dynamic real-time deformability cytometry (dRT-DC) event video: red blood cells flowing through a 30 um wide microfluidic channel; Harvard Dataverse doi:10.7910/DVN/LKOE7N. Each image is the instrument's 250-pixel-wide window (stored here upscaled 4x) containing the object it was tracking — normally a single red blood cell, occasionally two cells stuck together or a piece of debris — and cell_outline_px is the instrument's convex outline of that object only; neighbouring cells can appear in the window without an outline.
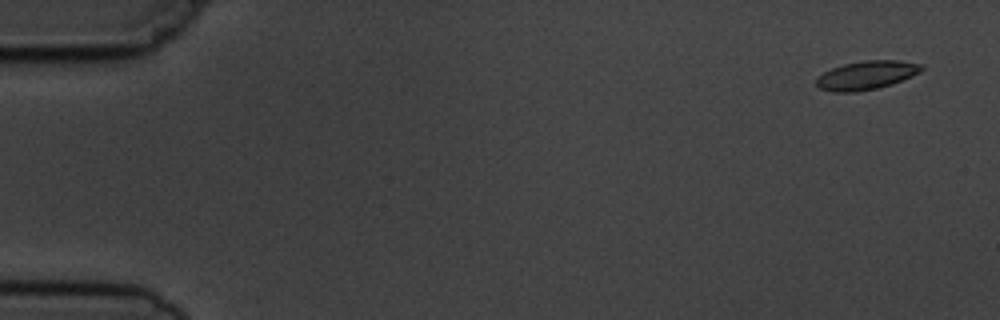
{"species": "common noctule bat (a hibernating species)", "species_latin": "Nyctalus noctula", "temperature_condition": "cold", "stored_images_in_passage": 5, "camera_frame_rate_fps": 3000, "um_per_image_px": 0.085, "animal": {"sex": "male", "body_mass_g": 19.5, "forearm_length_mm": 54.6}, "frame": {"image": 1, "passage_image": 1, "time_ms": 0.0, "image_size_px": [1000, 320], "cell_outline_px": [[924, 68], [920, 72], [912, 76], [892, 84], [876, 88], [856, 92], [832, 92], [820, 88], [816, 84], [816, 80], [824, 72], [832, 68], [844, 64], [864, 60], [896, 60], [924, 64]], "centroid_in_image_um": [73.68, 6.39], "position_along_channel_um": 11.3, "area_um2": 17.51}}
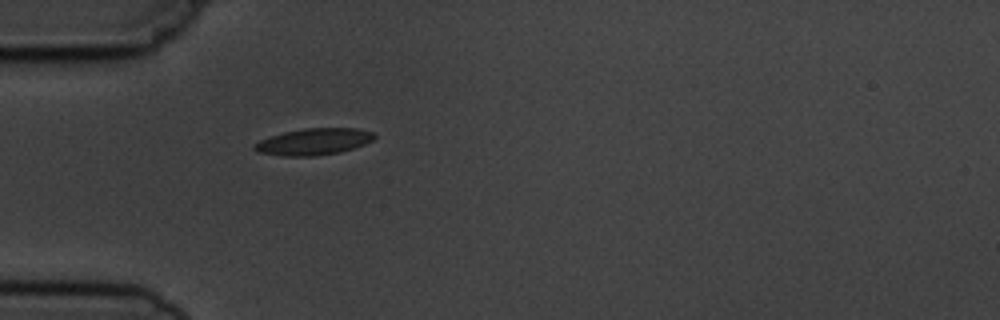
{"frame": {"image": 2, "passage_image": 5, "time_ms": 4.667, "image_size_px": [1000, 320], "cell_outline_px": [[376, 136], [372, 140], [364, 144], [340, 152], [316, 156], [280, 156], [256, 152], [252, 148], [260, 140], [284, 132], [304, 128], [356, 128], [372, 132]], "centroid_in_image_um": [26.64, 12.05], "position_along_channel_um": 58.4, "area_um2": 18.5}}